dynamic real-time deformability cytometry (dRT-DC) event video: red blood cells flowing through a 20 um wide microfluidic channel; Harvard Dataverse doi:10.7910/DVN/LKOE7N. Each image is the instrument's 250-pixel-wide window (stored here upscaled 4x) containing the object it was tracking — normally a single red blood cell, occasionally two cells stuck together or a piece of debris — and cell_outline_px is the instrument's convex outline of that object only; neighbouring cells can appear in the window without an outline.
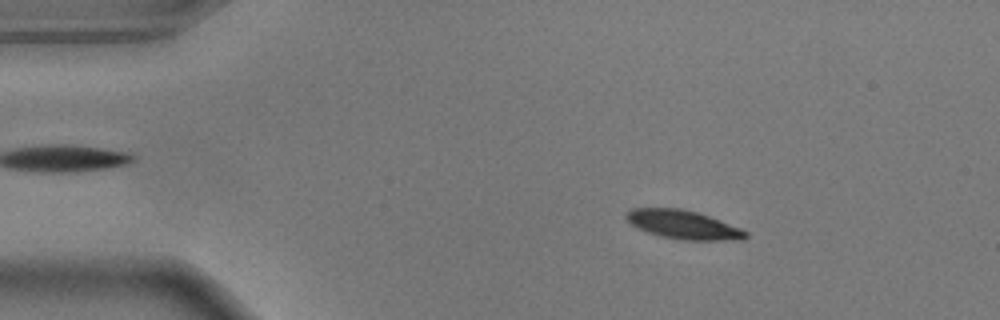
{"species": "common noctule bat (a hibernating species)", "species_latin": "Nyctalus noctula", "temperature_condition": "warm", "stored_images_in_passage": 54, "camera_frame_rate_fps": 3000, "um_per_image_px": 0.085, "animal": {"sex": "male", "body_mass_g": 17.9}, "frame": {"image": 1, "passage_image": 8, "time_ms": 2.333, "image_size_px": [1000, 320], "cell_outline_px": [[748, 236], [744, 240], [680, 240], [660, 236], [636, 228], [624, 216], [632, 208], [680, 208], [696, 212], [708, 216], [740, 228], [748, 232]], "centroid_in_image_um": [58.08, 19.11], "position_along_channel_um": 26.9, "area_um2": 19.88}}
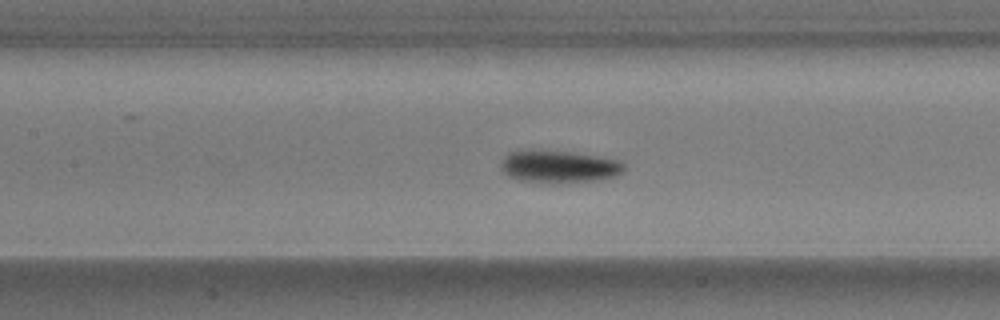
{"frame": {"image": 2, "passage_image": 24, "time_ms": 7.667, "image_size_px": [1000, 320], "cell_outline_px": [[624, 172], [616, 176], [592, 180], [520, 180], [508, 176], [500, 168], [500, 160], [508, 152], [520, 148], [572, 152], [600, 156], [620, 160], [624, 164]], "centroid_in_image_um": [47.46, 14.08], "position_along_channel_um": 159.9, "area_um2": 22.89}}
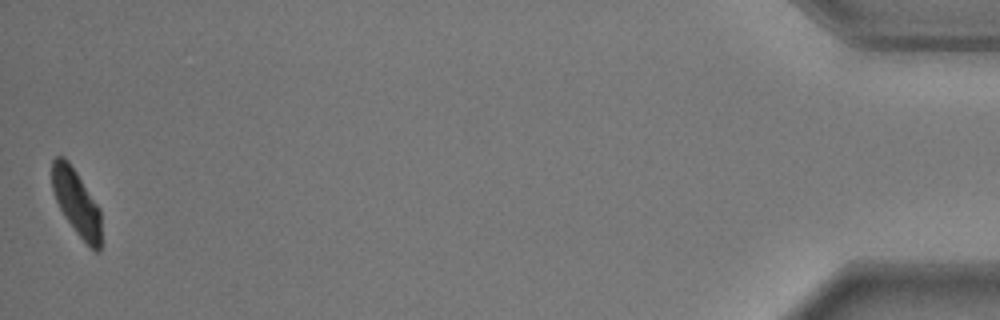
{"frame": {"image": 3, "passage_image": 54, "time_ms": 17.667, "image_size_px": [1000, 320], "cell_outline_px": [[100, 252], [96, 252], [76, 232], [64, 216], [56, 200], [52, 188], [52, 160], [56, 156], [64, 156], [68, 160], [100, 208]], "centroid_in_image_um": [6.48, 17.18], "position_along_channel_um": 428.7, "area_um2": 18.61}, "authors_computed_cell_mechanics": {"area_um2": 21.097, "velocity_mm_per_s": 3.6317, "shape_relaxation_time_tau1_ms": 2.0019, "shape_relaxation_time_tau2_ms": null, "deformation_change_tau1": 0.1447, "deformation_change_tau2": null}}